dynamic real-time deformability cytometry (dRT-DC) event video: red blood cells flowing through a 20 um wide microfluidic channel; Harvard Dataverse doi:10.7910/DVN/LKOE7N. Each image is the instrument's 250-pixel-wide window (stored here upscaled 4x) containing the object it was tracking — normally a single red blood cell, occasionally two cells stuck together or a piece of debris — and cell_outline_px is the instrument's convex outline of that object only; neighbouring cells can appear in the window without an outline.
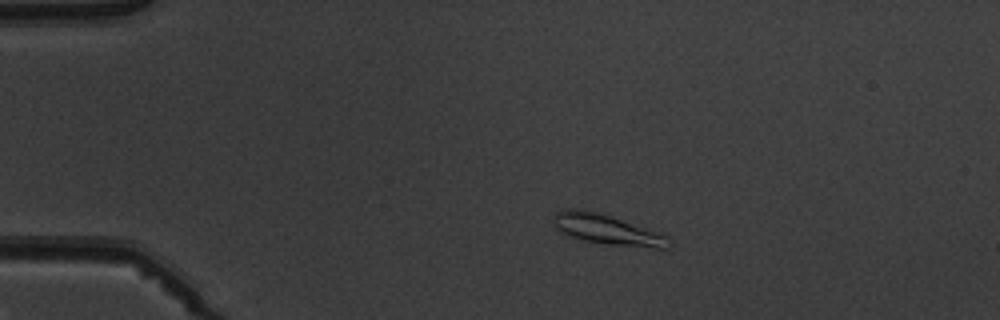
{"species": "common noctule bat (a hibernating species)", "species_latin": "Nyctalus noctula", "temperature_condition": "warm", "stored_images_in_passage": 2, "camera_frame_rate_fps": 3000, "um_per_image_px": 0.085, "animal": {"sex": "male", "body_mass_g": 19.5, "forearm_length_mm": 54.6}, "frame": {"image": 1, "passage_image": 1, "time_ms": 0.0, "image_size_px": [1000, 320], "cell_outline_px": [[668, 248], [656, 248], [604, 244], [564, 236], [556, 228], [556, 212], [564, 208], [580, 208], [604, 212], [660, 232], [668, 236]], "centroid_in_image_um": [51.59, 19.48], "position_along_channel_um": 33.4, "area_um2": 20.75}}